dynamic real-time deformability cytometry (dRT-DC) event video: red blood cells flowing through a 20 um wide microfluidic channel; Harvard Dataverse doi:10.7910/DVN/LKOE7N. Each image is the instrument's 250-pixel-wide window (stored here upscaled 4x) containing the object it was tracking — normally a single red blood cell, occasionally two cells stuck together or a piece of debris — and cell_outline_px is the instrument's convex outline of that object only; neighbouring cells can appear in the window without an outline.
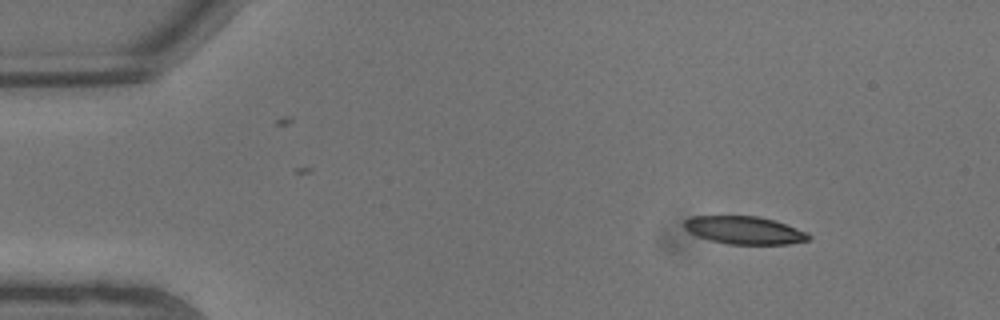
{"species": "common noctule bat (a hibernating species)", "species_latin": "Nyctalus noctula", "temperature_condition": "warm", "stored_images_in_passage": 8, "camera_frame_rate_fps": 3000, "um_per_image_px": 0.085, "animal": {"sex": "male", "body_mass_g": 13.3}, "frame": {"image": 1, "passage_image": 2, "time_ms": 0.333, "image_size_px": [1000, 320], "cell_outline_px": [[812, 236], [808, 240], [788, 244], [728, 244], [712, 240], [688, 232], [684, 228], [684, 220], [692, 216], [760, 216], [776, 220], [808, 232]], "centroid_in_image_um": [63.31, 19.56], "position_along_channel_um": 21.7, "area_um2": 20.23}}
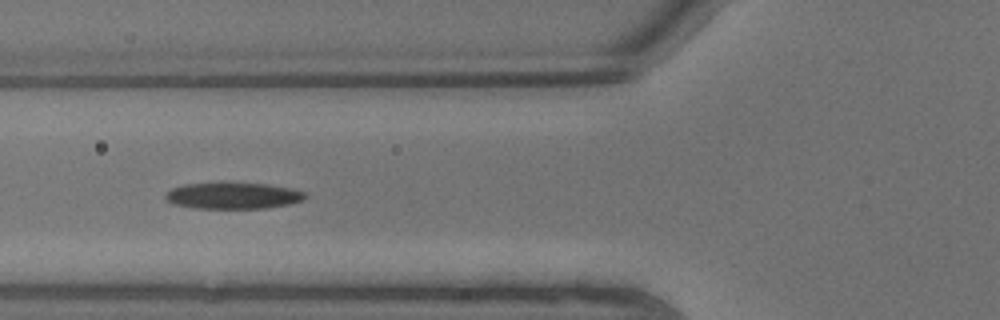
{"frame": {"image": 2, "passage_image": 7, "time_ms": 2.0, "image_size_px": [1000, 320], "cell_outline_px": [[308, 196], [304, 200], [292, 204], [264, 208], [196, 208], [172, 204], [164, 196], [172, 188], [184, 184], [216, 180], [228, 180], [268, 184], [292, 188], [304, 192]], "centroid_in_image_um": [19.82, 16.58], "position_along_channel_um": 106.0, "area_um2": 22.54}}
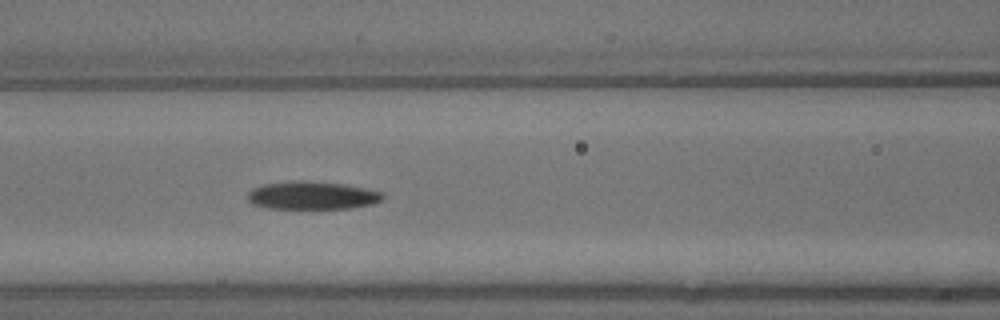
{"frame": {"image": 3, "passage_image": 8, "time_ms": 2.333, "image_size_px": [1000, 320], "cell_outline_px": [[384, 196], [380, 200], [372, 204], [348, 208], [268, 208], [252, 204], [248, 200], [248, 192], [252, 188], [264, 184], [296, 180], [308, 180], [344, 184], [384, 192]], "centroid_in_image_um": [26.51, 16.6], "position_along_channel_um": 140.1, "area_um2": 22.02}}